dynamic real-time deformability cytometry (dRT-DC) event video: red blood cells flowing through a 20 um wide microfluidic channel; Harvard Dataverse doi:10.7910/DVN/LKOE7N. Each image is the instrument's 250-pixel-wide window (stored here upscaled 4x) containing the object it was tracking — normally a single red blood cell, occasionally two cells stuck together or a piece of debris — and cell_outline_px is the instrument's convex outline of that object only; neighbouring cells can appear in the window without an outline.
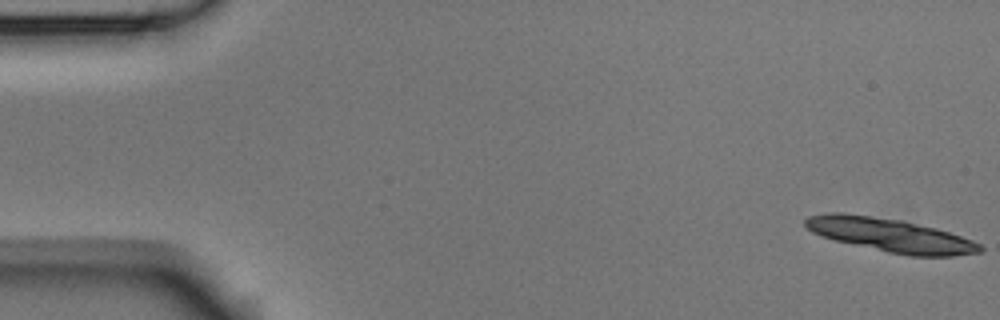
{"species": "Egyptian fruit bat (a non-hibernating species)", "species_latin": "Rousettus aegyptiacus", "temperature_condition": "room temperature", "stored_images_in_passage": 6, "segment_of_instrument_passage": [1, 2], "camera_frame_rate_fps": 3000, "um_per_image_px": 0.085, "animal": {"sex": "male"}, "frame": {"image": 1, "passage_image": 1, "time_ms": 0.0, "image_size_px": [1000, 320], "cell_outline_px": [[984, 252], [952, 256], [908, 256], [888, 252], [836, 240], [820, 236], [812, 232], [804, 224], [804, 220], [808, 216], [828, 212], [840, 212], [904, 220], [936, 228], [972, 240], [980, 244], [984, 248]], "centroid_in_image_um": [75.69, 19.98], "position_along_channel_um": 9.3, "area_um2": 34.22}}